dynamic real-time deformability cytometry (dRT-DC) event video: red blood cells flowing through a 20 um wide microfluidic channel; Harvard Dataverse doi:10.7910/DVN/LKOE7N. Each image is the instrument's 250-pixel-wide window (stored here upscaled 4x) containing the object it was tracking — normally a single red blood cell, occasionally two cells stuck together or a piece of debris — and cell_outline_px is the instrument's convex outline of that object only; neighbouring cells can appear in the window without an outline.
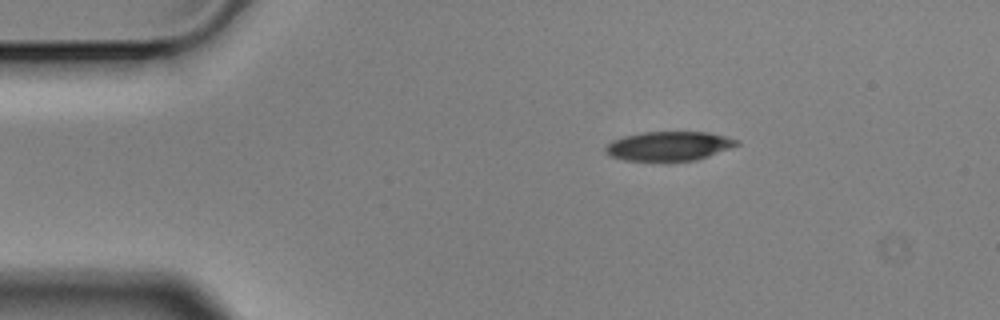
{"species": "Egyptian fruit bat (a non-hibernating species)", "species_latin": "Rousettus aegyptiacus", "temperature_condition": "cold", "stored_images_in_passage": 6, "camera_frame_rate_fps": 3000, "um_per_image_px": 0.085, "animal": {"sex": "male"}, "frame": {"image": 1, "passage_image": 6, "time_ms": 1.667, "image_size_px": [1000, 320], "cell_outline_px": [[740, 144], [708, 156], [696, 160], [668, 164], [624, 160], [612, 156], [604, 152], [604, 148], [612, 140], [624, 136], [640, 132], [708, 132], [740, 140]], "centroid_in_image_um": [56.82, 12.46], "position_along_channel_um": 28.2, "area_um2": 23.18}}